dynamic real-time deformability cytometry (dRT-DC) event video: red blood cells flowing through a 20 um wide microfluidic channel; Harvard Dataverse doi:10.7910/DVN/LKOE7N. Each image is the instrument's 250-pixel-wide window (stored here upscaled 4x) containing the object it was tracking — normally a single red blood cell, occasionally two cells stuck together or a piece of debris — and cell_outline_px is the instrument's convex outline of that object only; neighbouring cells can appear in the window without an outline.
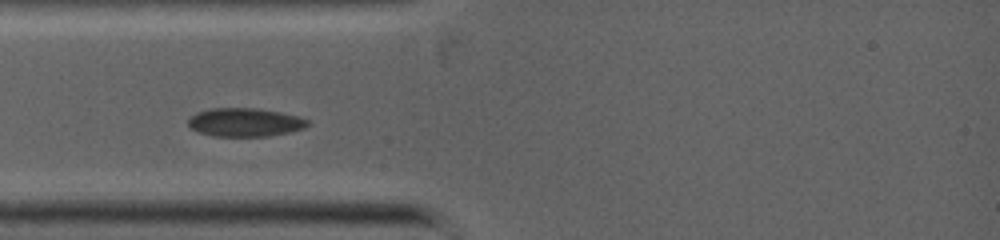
{"species": "common noctule bat (a hibernating species)", "species_latin": "Nyctalus noctula", "temperature_condition": "warm", "stored_images_in_passage": 3, "camera_frame_rate_fps": 5000, "um_per_image_px": 0.085, "animal": {"sex": "female", "body_mass_g": 19.0, "forearm_length_mm": 53.3}, "frame": {"image": 1, "passage_image": 2, "time_ms": 0.6, "image_size_px": [1000, 240], "cell_outline_px": [[308, 124], [304, 128], [288, 132], [268, 136], [212, 136], [196, 132], [188, 124], [188, 120], [196, 112], [208, 108], [256, 108], [280, 112], [296, 116], [308, 120]], "centroid_in_image_um": [20.77, 10.39], "position_along_channel_um": 64.2, "area_um2": 19.77}}